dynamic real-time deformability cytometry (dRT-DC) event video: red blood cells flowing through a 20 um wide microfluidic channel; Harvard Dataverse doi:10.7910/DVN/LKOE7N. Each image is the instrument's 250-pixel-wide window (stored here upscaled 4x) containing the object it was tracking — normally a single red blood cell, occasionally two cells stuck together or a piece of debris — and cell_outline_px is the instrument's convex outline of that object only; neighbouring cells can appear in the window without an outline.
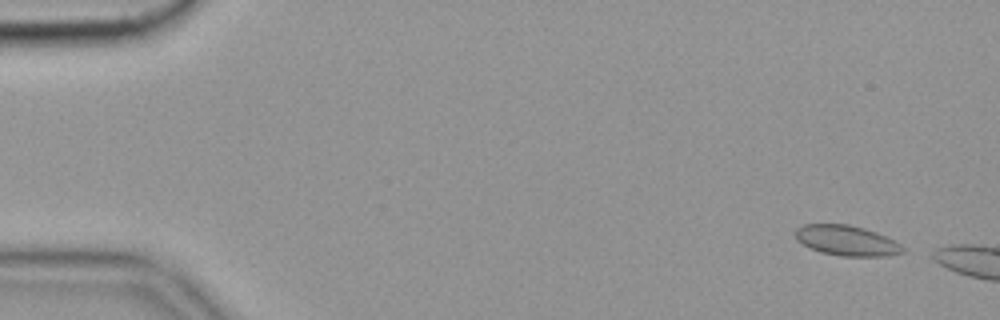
{"species": "common noctule bat (a hibernating species)", "species_latin": "Nyctalus noctula", "temperature_condition": "cold", "stored_images_in_passage": 13, "camera_frame_rate_fps": 3000, "um_per_image_px": 0.085, "animal": {"sex": "female", "body_mass_g": 19.9}, "frame": {"image": 1, "passage_image": 3, "time_ms": 0.667, "image_size_px": [1000, 320], "cell_outline_px": [[904, 252], [888, 256], [840, 256], [820, 252], [796, 240], [796, 228], [804, 224], [848, 224], [864, 228], [876, 232], [900, 244], [904, 248]], "centroid_in_image_um": [71.96, 20.45], "position_along_channel_um": 13.0, "area_um2": 18.79}}